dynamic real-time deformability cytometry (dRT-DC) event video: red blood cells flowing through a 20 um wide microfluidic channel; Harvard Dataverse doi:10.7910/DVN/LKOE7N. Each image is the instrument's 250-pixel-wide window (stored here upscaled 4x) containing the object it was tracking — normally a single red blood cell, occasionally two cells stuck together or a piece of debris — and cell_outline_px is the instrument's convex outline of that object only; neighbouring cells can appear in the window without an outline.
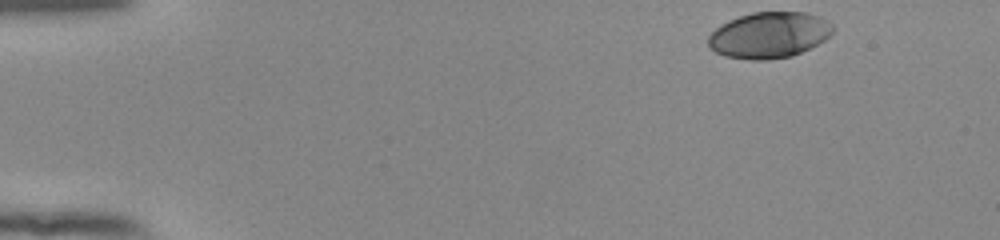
{"species": "human", "species_latin": "Homo sapiens", "temperature_condition": "room temperature", "stored_images_in_passage": 19, "camera_frame_rate_fps": 3000, "um_per_image_px": 0.085, "donor": {"sex": "female"}, "frame": {"image": 1, "passage_image": 1, "time_ms": 0.0, "image_size_px": [1000, 240], "cell_outline_px": [[832, 32], [824, 40], [792, 56], [768, 60], [752, 60], [724, 56], [708, 48], [708, 36], [720, 24], [728, 20], [752, 12], [804, 12], [820, 16], [832, 24]], "centroid_in_image_um": [65.33, 2.98], "position_along_channel_um": 19.7, "area_um2": 33.41}}
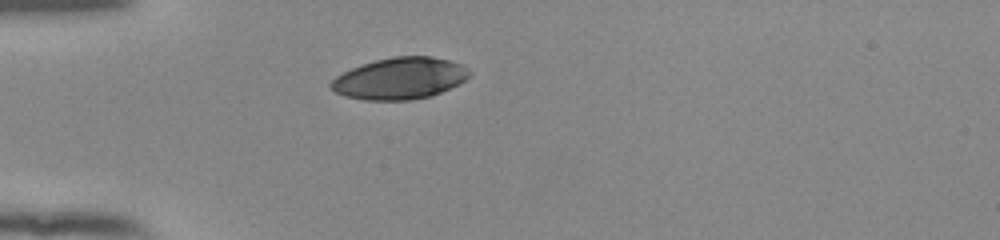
{"frame": {"image": 2, "passage_image": 11, "time_ms": 3.333, "image_size_px": [1000, 240], "cell_outline_px": [[472, 72], [464, 80], [432, 96], [412, 100], [364, 100], [344, 96], [328, 88], [328, 84], [336, 76], [352, 68], [376, 60], [392, 56], [432, 56], [464, 64]], "centroid_in_image_um": [33.97, 6.66], "position_along_channel_um": 51.0, "area_um2": 33.64}}
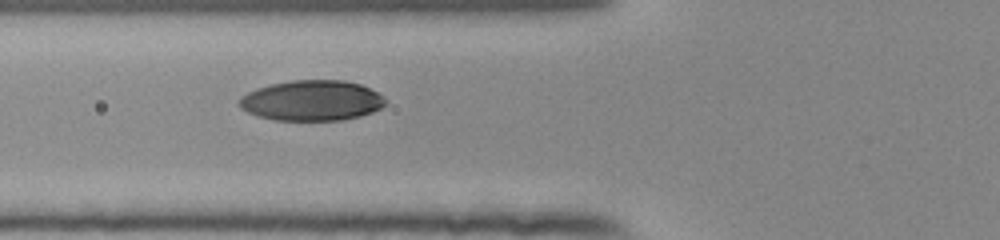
{"frame": {"image": 3, "passage_image": 16, "time_ms": 5.0, "image_size_px": [1000, 240], "cell_outline_px": [[388, 104], [372, 112], [360, 116], [344, 120], [276, 120], [256, 116], [240, 108], [236, 104], [236, 100], [240, 96], [256, 88], [272, 84], [292, 80], [344, 80], [360, 84], [384, 96], [388, 100]], "centroid_in_image_um": [26.49, 8.55], "position_along_channel_um": 99.3, "area_um2": 34.8}}